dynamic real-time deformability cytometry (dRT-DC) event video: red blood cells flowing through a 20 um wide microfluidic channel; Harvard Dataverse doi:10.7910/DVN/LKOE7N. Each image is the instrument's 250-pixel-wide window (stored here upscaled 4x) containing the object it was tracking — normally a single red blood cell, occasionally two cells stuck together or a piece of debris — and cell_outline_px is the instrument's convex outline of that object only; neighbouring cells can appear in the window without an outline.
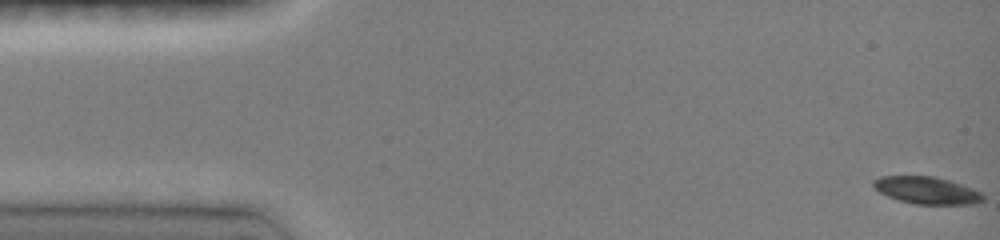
{"species": "common noctule bat (a hibernating species)", "species_latin": "Nyctalus noctula", "temperature_condition": "room temperature", "stored_images_in_passage": 48, "camera_frame_rate_fps": 3000, "um_per_image_px": 0.085, "animal": {"sex": "female", "body_mass_g": 19.0, "forearm_length_mm": 51.5}, "frame": {"image": 1, "passage_image": 1, "time_ms": 0.0, "image_size_px": [1000, 240], "cell_outline_px": [[984, 200], [976, 204], [916, 204], [900, 200], [888, 196], [880, 192], [872, 184], [872, 180], [880, 176], [936, 176], [984, 192]], "centroid_in_image_um": [78.81, 16.17], "position_along_channel_um": 6.2, "area_um2": 17.4}}
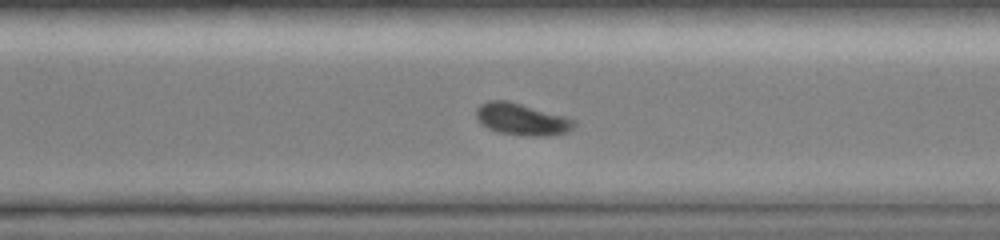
{"frame": {"image": 2, "passage_image": 34, "time_ms": 11.0, "image_size_px": [1000, 240], "cell_outline_px": [[576, 124], [568, 132], [548, 136], [528, 136], [500, 132], [488, 128], [476, 116], [476, 108], [480, 104], [488, 100], [508, 100], [564, 116], [576, 120]], "centroid_in_image_um": [44.37, 10.13], "position_along_channel_um": 326.2, "area_um2": 18.03}}
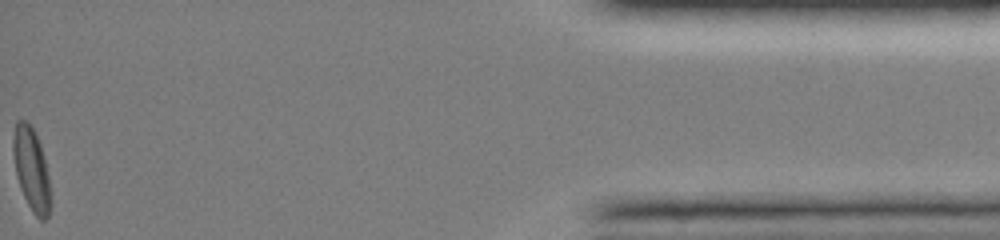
{"frame": {"image": 3, "passage_image": 48, "time_ms": 15.667, "image_size_px": [1000, 240], "cell_outline_px": [[48, 216], [44, 220], [40, 220], [32, 212], [20, 188], [16, 176], [12, 152], [12, 140], [16, 120], [28, 120], [36, 132], [40, 144], [48, 176]], "centroid_in_image_um": [2.61, 14.29], "position_along_channel_um": 432.6, "area_um2": 17.8}, "authors_computed_cell_mechanics": {"area_um2": 18.0336, "velocity_mm_per_s": 4.0681, "shape_relaxation_time_tau1_ms": 2.4305, "shape_relaxation_time_tau2_ms": null, "deformation_change_tau1": 0.1309, "deformation_change_tau2": null}}